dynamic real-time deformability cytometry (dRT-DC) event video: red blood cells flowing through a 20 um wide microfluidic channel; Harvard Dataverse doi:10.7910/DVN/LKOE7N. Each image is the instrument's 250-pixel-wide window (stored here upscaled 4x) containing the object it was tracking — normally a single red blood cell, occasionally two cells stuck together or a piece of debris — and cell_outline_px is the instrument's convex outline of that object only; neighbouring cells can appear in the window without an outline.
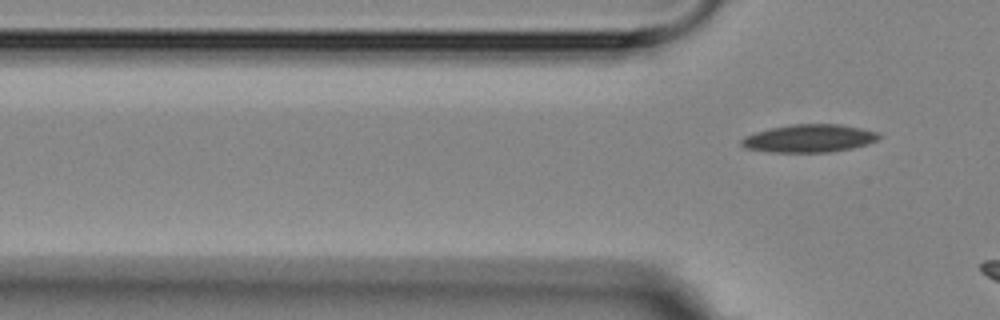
{"species": "Egyptian fruit bat (a non-hibernating species)", "species_latin": "Rousettus aegyptiacus", "temperature_condition": "room temperature", "stored_images_in_passage": 4, "segment_of_instrument_passage": [2, 2], "camera_frame_rate_fps": 3000, "um_per_image_px": 0.085, "animal": {"sex": "female"}, "frame": {"image": 1, "passage_image": 4, "time_ms": 3.333, "image_size_px": [1000, 320], "cell_outline_px": [[880, 136], [876, 140], [868, 144], [852, 148], [832, 152], [768, 152], [744, 148], [740, 144], [740, 140], [744, 136], [768, 128], [792, 124], [840, 124], [880, 132]], "centroid_in_image_um": [68.75, 11.76], "position_along_channel_um": 57.0, "area_um2": 22.54}}